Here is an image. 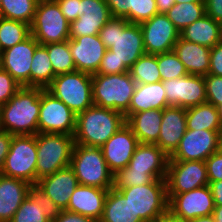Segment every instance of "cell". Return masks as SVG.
Here are the masks:
<instances>
[{"label":"cell","instance_id":"cell-1","mask_svg":"<svg viewBox=\"0 0 222 222\" xmlns=\"http://www.w3.org/2000/svg\"><path fill=\"white\" fill-rule=\"evenodd\" d=\"M43 88L21 87L1 106V128L12 135H36Z\"/></svg>","mask_w":222,"mask_h":222},{"label":"cell","instance_id":"cell-2","mask_svg":"<svg viewBox=\"0 0 222 222\" xmlns=\"http://www.w3.org/2000/svg\"><path fill=\"white\" fill-rule=\"evenodd\" d=\"M105 48L113 52L118 66L128 69L145 54L143 33L140 24L124 18L112 17L99 31Z\"/></svg>","mask_w":222,"mask_h":222},{"label":"cell","instance_id":"cell-3","mask_svg":"<svg viewBox=\"0 0 222 222\" xmlns=\"http://www.w3.org/2000/svg\"><path fill=\"white\" fill-rule=\"evenodd\" d=\"M124 124L122 112L93 104L76 115L74 144L101 147Z\"/></svg>","mask_w":222,"mask_h":222},{"label":"cell","instance_id":"cell-4","mask_svg":"<svg viewBox=\"0 0 222 222\" xmlns=\"http://www.w3.org/2000/svg\"><path fill=\"white\" fill-rule=\"evenodd\" d=\"M81 185L109 190L114 174L109 170L101 147L74 144L69 165Z\"/></svg>","mask_w":222,"mask_h":222},{"label":"cell","instance_id":"cell-5","mask_svg":"<svg viewBox=\"0 0 222 222\" xmlns=\"http://www.w3.org/2000/svg\"><path fill=\"white\" fill-rule=\"evenodd\" d=\"M116 190L128 199L134 214L143 222H158L168 212L169 199L165 179H155L149 184Z\"/></svg>","mask_w":222,"mask_h":222},{"label":"cell","instance_id":"cell-6","mask_svg":"<svg viewBox=\"0 0 222 222\" xmlns=\"http://www.w3.org/2000/svg\"><path fill=\"white\" fill-rule=\"evenodd\" d=\"M136 82L129 71L119 74L92 75L93 104L123 114L129 109Z\"/></svg>","mask_w":222,"mask_h":222},{"label":"cell","instance_id":"cell-7","mask_svg":"<svg viewBox=\"0 0 222 222\" xmlns=\"http://www.w3.org/2000/svg\"><path fill=\"white\" fill-rule=\"evenodd\" d=\"M36 184L42 177L70 165L74 146L73 135L37 133Z\"/></svg>","mask_w":222,"mask_h":222},{"label":"cell","instance_id":"cell-8","mask_svg":"<svg viewBox=\"0 0 222 222\" xmlns=\"http://www.w3.org/2000/svg\"><path fill=\"white\" fill-rule=\"evenodd\" d=\"M46 90L64 102L76 115L93 105L92 75L84 72L76 70L56 75Z\"/></svg>","mask_w":222,"mask_h":222},{"label":"cell","instance_id":"cell-9","mask_svg":"<svg viewBox=\"0 0 222 222\" xmlns=\"http://www.w3.org/2000/svg\"><path fill=\"white\" fill-rule=\"evenodd\" d=\"M36 165V135H13L0 173L36 185Z\"/></svg>","mask_w":222,"mask_h":222},{"label":"cell","instance_id":"cell-10","mask_svg":"<svg viewBox=\"0 0 222 222\" xmlns=\"http://www.w3.org/2000/svg\"><path fill=\"white\" fill-rule=\"evenodd\" d=\"M69 26L55 0L38 1L30 33L40 45L69 40Z\"/></svg>","mask_w":222,"mask_h":222},{"label":"cell","instance_id":"cell-11","mask_svg":"<svg viewBox=\"0 0 222 222\" xmlns=\"http://www.w3.org/2000/svg\"><path fill=\"white\" fill-rule=\"evenodd\" d=\"M76 114L46 89L41 92L38 133L74 135Z\"/></svg>","mask_w":222,"mask_h":222},{"label":"cell","instance_id":"cell-12","mask_svg":"<svg viewBox=\"0 0 222 222\" xmlns=\"http://www.w3.org/2000/svg\"><path fill=\"white\" fill-rule=\"evenodd\" d=\"M167 194L189 192L209 184L205 161L169 160L166 174Z\"/></svg>","mask_w":222,"mask_h":222},{"label":"cell","instance_id":"cell-13","mask_svg":"<svg viewBox=\"0 0 222 222\" xmlns=\"http://www.w3.org/2000/svg\"><path fill=\"white\" fill-rule=\"evenodd\" d=\"M222 130H186L175 152L169 160L205 161L220 150Z\"/></svg>","mask_w":222,"mask_h":222},{"label":"cell","instance_id":"cell-14","mask_svg":"<svg viewBox=\"0 0 222 222\" xmlns=\"http://www.w3.org/2000/svg\"><path fill=\"white\" fill-rule=\"evenodd\" d=\"M167 195L168 212L184 220L210 216L215 207L209 185L189 192Z\"/></svg>","mask_w":222,"mask_h":222},{"label":"cell","instance_id":"cell-15","mask_svg":"<svg viewBox=\"0 0 222 222\" xmlns=\"http://www.w3.org/2000/svg\"><path fill=\"white\" fill-rule=\"evenodd\" d=\"M168 106L184 109L206 103L204 76L186 75L177 79L162 81Z\"/></svg>","mask_w":222,"mask_h":222},{"label":"cell","instance_id":"cell-16","mask_svg":"<svg viewBox=\"0 0 222 222\" xmlns=\"http://www.w3.org/2000/svg\"><path fill=\"white\" fill-rule=\"evenodd\" d=\"M140 27L147 54L173 51L180 38V31L164 13L155 14L151 19L141 23Z\"/></svg>","mask_w":222,"mask_h":222},{"label":"cell","instance_id":"cell-17","mask_svg":"<svg viewBox=\"0 0 222 222\" xmlns=\"http://www.w3.org/2000/svg\"><path fill=\"white\" fill-rule=\"evenodd\" d=\"M38 41L30 35L23 42L2 52L1 68L7 71L22 87H30V70Z\"/></svg>","mask_w":222,"mask_h":222},{"label":"cell","instance_id":"cell-18","mask_svg":"<svg viewBox=\"0 0 222 222\" xmlns=\"http://www.w3.org/2000/svg\"><path fill=\"white\" fill-rule=\"evenodd\" d=\"M138 144L132 129L124 124L101 146L107 166L114 175L129 164Z\"/></svg>","mask_w":222,"mask_h":222},{"label":"cell","instance_id":"cell-19","mask_svg":"<svg viewBox=\"0 0 222 222\" xmlns=\"http://www.w3.org/2000/svg\"><path fill=\"white\" fill-rule=\"evenodd\" d=\"M112 18L109 7L104 0H81V12L70 23L69 37L98 35L100 29Z\"/></svg>","mask_w":222,"mask_h":222},{"label":"cell","instance_id":"cell-20","mask_svg":"<svg viewBox=\"0 0 222 222\" xmlns=\"http://www.w3.org/2000/svg\"><path fill=\"white\" fill-rule=\"evenodd\" d=\"M69 47L76 70L90 75L96 74L106 51L99 34L70 38Z\"/></svg>","mask_w":222,"mask_h":222},{"label":"cell","instance_id":"cell-21","mask_svg":"<svg viewBox=\"0 0 222 222\" xmlns=\"http://www.w3.org/2000/svg\"><path fill=\"white\" fill-rule=\"evenodd\" d=\"M186 130V109L178 106L166 107L162 110L160 135L156 145L170 157L177 149Z\"/></svg>","mask_w":222,"mask_h":222},{"label":"cell","instance_id":"cell-22","mask_svg":"<svg viewBox=\"0 0 222 222\" xmlns=\"http://www.w3.org/2000/svg\"><path fill=\"white\" fill-rule=\"evenodd\" d=\"M78 185V179L70 166L42 177L36 184L61 210L67 209L70 196Z\"/></svg>","mask_w":222,"mask_h":222},{"label":"cell","instance_id":"cell-23","mask_svg":"<svg viewBox=\"0 0 222 222\" xmlns=\"http://www.w3.org/2000/svg\"><path fill=\"white\" fill-rule=\"evenodd\" d=\"M108 190L79 184L67 206L68 211L100 221Z\"/></svg>","mask_w":222,"mask_h":222},{"label":"cell","instance_id":"cell-24","mask_svg":"<svg viewBox=\"0 0 222 222\" xmlns=\"http://www.w3.org/2000/svg\"><path fill=\"white\" fill-rule=\"evenodd\" d=\"M169 156L156 144L139 143L127 168L146 171L154 179H166Z\"/></svg>","mask_w":222,"mask_h":222},{"label":"cell","instance_id":"cell-25","mask_svg":"<svg viewBox=\"0 0 222 222\" xmlns=\"http://www.w3.org/2000/svg\"><path fill=\"white\" fill-rule=\"evenodd\" d=\"M32 185L0 173V222H10Z\"/></svg>","mask_w":222,"mask_h":222},{"label":"cell","instance_id":"cell-26","mask_svg":"<svg viewBox=\"0 0 222 222\" xmlns=\"http://www.w3.org/2000/svg\"><path fill=\"white\" fill-rule=\"evenodd\" d=\"M173 51L184 64L188 74L206 76L209 73L211 48L180 37Z\"/></svg>","mask_w":222,"mask_h":222},{"label":"cell","instance_id":"cell-27","mask_svg":"<svg viewBox=\"0 0 222 222\" xmlns=\"http://www.w3.org/2000/svg\"><path fill=\"white\" fill-rule=\"evenodd\" d=\"M169 107L162 81L136 84L129 109L124 113L127 120L132 114L149 109L163 110Z\"/></svg>","mask_w":222,"mask_h":222},{"label":"cell","instance_id":"cell-28","mask_svg":"<svg viewBox=\"0 0 222 222\" xmlns=\"http://www.w3.org/2000/svg\"><path fill=\"white\" fill-rule=\"evenodd\" d=\"M162 110L149 109L132 114L126 124L132 129L139 143L156 144L160 135Z\"/></svg>","mask_w":222,"mask_h":222},{"label":"cell","instance_id":"cell-29","mask_svg":"<svg viewBox=\"0 0 222 222\" xmlns=\"http://www.w3.org/2000/svg\"><path fill=\"white\" fill-rule=\"evenodd\" d=\"M180 37L189 42L212 48L222 41V24L205 14L181 30Z\"/></svg>","mask_w":222,"mask_h":222},{"label":"cell","instance_id":"cell-30","mask_svg":"<svg viewBox=\"0 0 222 222\" xmlns=\"http://www.w3.org/2000/svg\"><path fill=\"white\" fill-rule=\"evenodd\" d=\"M99 222H143L134 214L130 202L114 187L108 190Z\"/></svg>","mask_w":222,"mask_h":222},{"label":"cell","instance_id":"cell-31","mask_svg":"<svg viewBox=\"0 0 222 222\" xmlns=\"http://www.w3.org/2000/svg\"><path fill=\"white\" fill-rule=\"evenodd\" d=\"M188 130H222V120L217 107L203 103L186 109Z\"/></svg>","mask_w":222,"mask_h":222},{"label":"cell","instance_id":"cell-32","mask_svg":"<svg viewBox=\"0 0 222 222\" xmlns=\"http://www.w3.org/2000/svg\"><path fill=\"white\" fill-rule=\"evenodd\" d=\"M30 67V87L46 89L56 76L44 45L36 47Z\"/></svg>","mask_w":222,"mask_h":222},{"label":"cell","instance_id":"cell-33","mask_svg":"<svg viewBox=\"0 0 222 222\" xmlns=\"http://www.w3.org/2000/svg\"><path fill=\"white\" fill-rule=\"evenodd\" d=\"M165 14L181 31L205 15V2L175 3Z\"/></svg>","mask_w":222,"mask_h":222},{"label":"cell","instance_id":"cell-34","mask_svg":"<svg viewBox=\"0 0 222 222\" xmlns=\"http://www.w3.org/2000/svg\"><path fill=\"white\" fill-rule=\"evenodd\" d=\"M136 84H148L162 81L158 70V54H143L129 69Z\"/></svg>","mask_w":222,"mask_h":222},{"label":"cell","instance_id":"cell-35","mask_svg":"<svg viewBox=\"0 0 222 222\" xmlns=\"http://www.w3.org/2000/svg\"><path fill=\"white\" fill-rule=\"evenodd\" d=\"M38 0H1L0 17L31 25Z\"/></svg>","mask_w":222,"mask_h":222},{"label":"cell","instance_id":"cell-36","mask_svg":"<svg viewBox=\"0 0 222 222\" xmlns=\"http://www.w3.org/2000/svg\"><path fill=\"white\" fill-rule=\"evenodd\" d=\"M31 35L25 22L0 17V47L2 51L23 42Z\"/></svg>","mask_w":222,"mask_h":222},{"label":"cell","instance_id":"cell-37","mask_svg":"<svg viewBox=\"0 0 222 222\" xmlns=\"http://www.w3.org/2000/svg\"><path fill=\"white\" fill-rule=\"evenodd\" d=\"M44 46L47 48L55 75L76 71L69 47V40L61 43H50Z\"/></svg>","mask_w":222,"mask_h":222},{"label":"cell","instance_id":"cell-38","mask_svg":"<svg viewBox=\"0 0 222 222\" xmlns=\"http://www.w3.org/2000/svg\"><path fill=\"white\" fill-rule=\"evenodd\" d=\"M158 70L162 81L177 79L188 75V72L174 51L158 54Z\"/></svg>","mask_w":222,"mask_h":222},{"label":"cell","instance_id":"cell-39","mask_svg":"<svg viewBox=\"0 0 222 222\" xmlns=\"http://www.w3.org/2000/svg\"><path fill=\"white\" fill-rule=\"evenodd\" d=\"M155 179L146 171L123 168L114 175V188L122 189L152 183Z\"/></svg>","mask_w":222,"mask_h":222},{"label":"cell","instance_id":"cell-40","mask_svg":"<svg viewBox=\"0 0 222 222\" xmlns=\"http://www.w3.org/2000/svg\"><path fill=\"white\" fill-rule=\"evenodd\" d=\"M41 210L42 207L27 196L10 222H50Z\"/></svg>","mask_w":222,"mask_h":222},{"label":"cell","instance_id":"cell-41","mask_svg":"<svg viewBox=\"0 0 222 222\" xmlns=\"http://www.w3.org/2000/svg\"><path fill=\"white\" fill-rule=\"evenodd\" d=\"M28 196L36 203L42 207L41 212L45 217L53 222L58 215L61 213V208L56 205L48 195H46L39 187L32 185L29 188Z\"/></svg>","mask_w":222,"mask_h":222},{"label":"cell","instance_id":"cell-42","mask_svg":"<svg viewBox=\"0 0 222 222\" xmlns=\"http://www.w3.org/2000/svg\"><path fill=\"white\" fill-rule=\"evenodd\" d=\"M158 13L155 0H131L130 23L141 24Z\"/></svg>","mask_w":222,"mask_h":222},{"label":"cell","instance_id":"cell-43","mask_svg":"<svg viewBox=\"0 0 222 222\" xmlns=\"http://www.w3.org/2000/svg\"><path fill=\"white\" fill-rule=\"evenodd\" d=\"M206 87V102L219 107L222 104V77L207 74L204 76Z\"/></svg>","mask_w":222,"mask_h":222},{"label":"cell","instance_id":"cell-44","mask_svg":"<svg viewBox=\"0 0 222 222\" xmlns=\"http://www.w3.org/2000/svg\"><path fill=\"white\" fill-rule=\"evenodd\" d=\"M22 86L0 67V106L6 104Z\"/></svg>","mask_w":222,"mask_h":222},{"label":"cell","instance_id":"cell-45","mask_svg":"<svg viewBox=\"0 0 222 222\" xmlns=\"http://www.w3.org/2000/svg\"><path fill=\"white\" fill-rule=\"evenodd\" d=\"M128 71L129 69L126 66H118V61L113 56V52L106 49L96 74L111 75Z\"/></svg>","mask_w":222,"mask_h":222},{"label":"cell","instance_id":"cell-46","mask_svg":"<svg viewBox=\"0 0 222 222\" xmlns=\"http://www.w3.org/2000/svg\"><path fill=\"white\" fill-rule=\"evenodd\" d=\"M206 170L208 181L222 180V151L219 150L211 154L206 160Z\"/></svg>","mask_w":222,"mask_h":222},{"label":"cell","instance_id":"cell-47","mask_svg":"<svg viewBox=\"0 0 222 222\" xmlns=\"http://www.w3.org/2000/svg\"><path fill=\"white\" fill-rule=\"evenodd\" d=\"M62 14L71 23L75 21L81 12V0H55Z\"/></svg>","mask_w":222,"mask_h":222},{"label":"cell","instance_id":"cell-48","mask_svg":"<svg viewBox=\"0 0 222 222\" xmlns=\"http://www.w3.org/2000/svg\"><path fill=\"white\" fill-rule=\"evenodd\" d=\"M112 17L124 18L130 22L131 0H104Z\"/></svg>","mask_w":222,"mask_h":222},{"label":"cell","instance_id":"cell-49","mask_svg":"<svg viewBox=\"0 0 222 222\" xmlns=\"http://www.w3.org/2000/svg\"><path fill=\"white\" fill-rule=\"evenodd\" d=\"M208 74L222 77V41L211 48Z\"/></svg>","mask_w":222,"mask_h":222},{"label":"cell","instance_id":"cell-50","mask_svg":"<svg viewBox=\"0 0 222 222\" xmlns=\"http://www.w3.org/2000/svg\"><path fill=\"white\" fill-rule=\"evenodd\" d=\"M205 14L222 24V0H205Z\"/></svg>","mask_w":222,"mask_h":222},{"label":"cell","instance_id":"cell-51","mask_svg":"<svg viewBox=\"0 0 222 222\" xmlns=\"http://www.w3.org/2000/svg\"><path fill=\"white\" fill-rule=\"evenodd\" d=\"M53 222H99V221L89 217H85L75 212L62 210L61 213Z\"/></svg>","mask_w":222,"mask_h":222},{"label":"cell","instance_id":"cell-52","mask_svg":"<svg viewBox=\"0 0 222 222\" xmlns=\"http://www.w3.org/2000/svg\"><path fill=\"white\" fill-rule=\"evenodd\" d=\"M13 135L7 131L0 130V170L10 149Z\"/></svg>","mask_w":222,"mask_h":222},{"label":"cell","instance_id":"cell-53","mask_svg":"<svg viewBox=\"0 0 222 222\" xmlns=\"http://www.w3.org/2000/svg\"><path fill=\"white\" fill-rule=\"evenodd\" d=\"M208 185L213 196L214 205H222V180L209 181Z\"/></svg>","mask_w":222,"mask_h":222},{"label":"cell","instance_id":"cell-54","mask_svg":"<svg viewBox=\"0 0 222 222\" xmlns=\"http://www.w3.org/2000/svg\"><path fill=\"white\" fill-rule=\"evenodd\" d=\"M159 13H166L174 4L175 0H155Z\"/></svg>","mask_w":222,"mask_h":222},{"label":"cell","instance_id":"cell-55","mask_svg":"<svg viewBox=\"0 0 222 222\" xmlns=\"http://www.w3.org/2000/svg\"><path fill=\"white\" fill-rule=\"evenodd\" d=\"M159 221L160 222H187V220L175 217L170 212H167Z\"/></svg>","mask_w":222,"mask_h":222},{"label":"cell","instance_id":"cell-56","mask_svg":"<svg viewBox=\"0 0 222 222\" xmlns=\"http://www.w3.org/2000/svg\"><path fill=\"white\" fill-rule=\"evenodd\" d=\"M212 216L215 222H222V205H215Z\"/></svg>","mask_w":222,"mask_h":222},{"label":"cell","instance_id":"cell-57","mask_svg":"<svg viewBox=\"0 0 222 222\" xmlns=\"http://www.w3.org/2000/svg\"><path fill=\"white\" fill-rule=\"evenodd\" d=\"M187 222H215L212 215L187 220Z\"/></svg>","mask_w":222,"mask_h":222},{"label":"cell","instance_id":"cell-58","mask_svg":"<svg viewBox=\"0 0 222 222\" xmlns=\"http://www.w3.org/2000/svg\"><path fill=\"white\" fill-rule=\"evenodd\" d=\"M205 2V0H175V3Z\"/></svg>","mask_w":222,"mask_h":222},{"label":"cell","instance_id":"cell-59","mask_svg":"<svg viewBox=\"0 0 222 222\" xmlns=\"http://www.w3.org/2000/svg\"><path fill=\"white\" fill-rule=\"evenodd\" d=\"M218 110H219L220 117H221V120H222V104L218 107Z\"/></svg>","mask_w":222,"mask_h":222},{"label":"cell","instance_id":"cell-60","mask_svg":"<svg viewBox=\"0 0 222 222\" xmlns=\"http://www.w3.org/2000/svg\"><path fill=\"white\" fill-rule=\"evenodd\" d=\"M220 150L222 151V133L220 135Z\"/></svg>","mask_w":222,"mask_h":222},{"label":"cell","instance_id":"cell-61","mask_svg":"<svg viewBox=\"0 0 222 222\" xmlns=\"http://www.w3.org/2000/svg\"><path fill=\"white\" fill-rule=\"evenodd\" d=\"M0 130H2V128H1V106H0Z\"/></svg>","mask_w":222,"mask_h":222},{"label":"cell","instance_id":"cell-62","mask_svg":"<svg viewBox=\"0 0 222 222\" xmlns=\"http://www.w3.org/2000/svg\"><path fill=\"white\" fill-rule=\"evenodd\" d=\"M2 49H1V47H0V61H1V58H2Z\"/></svg>","mask_w":222,"mask_h":222}]
</instances>
